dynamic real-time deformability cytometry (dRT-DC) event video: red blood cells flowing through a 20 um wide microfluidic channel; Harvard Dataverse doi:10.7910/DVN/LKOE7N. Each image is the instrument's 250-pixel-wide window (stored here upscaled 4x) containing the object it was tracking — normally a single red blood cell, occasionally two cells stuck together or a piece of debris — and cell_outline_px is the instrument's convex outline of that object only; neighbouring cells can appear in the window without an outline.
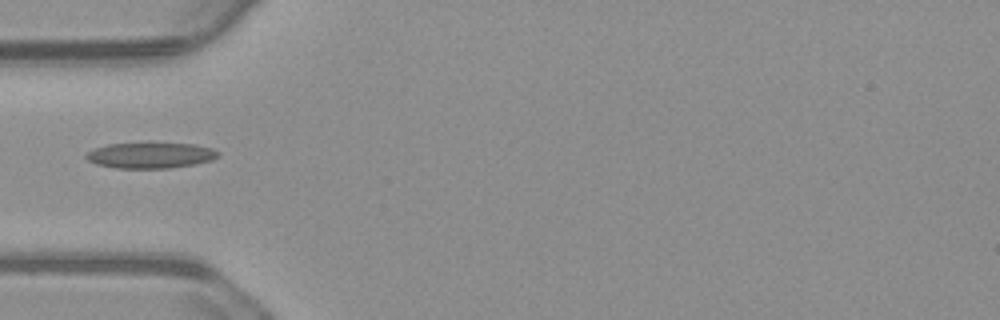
{"species": "common noctule bat (a hibernating species)", "species_latin": "Nyctalus noctula", "temperature_condition": "warm", "stored_images_in_passage": 38, "camera_frame_rate_fps": 3000, "um_per_image_px": 0.085, "animal": {"sex": "male", "body_mass_g": 23.1, "forearm_length_mm": 52.7}, "frame": {"image": 1, "passage_image": 1, "time_ms": 0.0, "image_size_px": [1000, 320], "cell_outline_px": [[220, 152], [212, 160], [196, 164], [168, 168], [116, 168], [96, 164], [88, 160], [84, 156], [84, 152], [92, 148], [108, 144], [148, 140], [196, 144], [212, 148]], "centroid_in_image_um": [12.75, 13.14], "position_along_channel_um": 72.3, "area_um2": 20.98}}
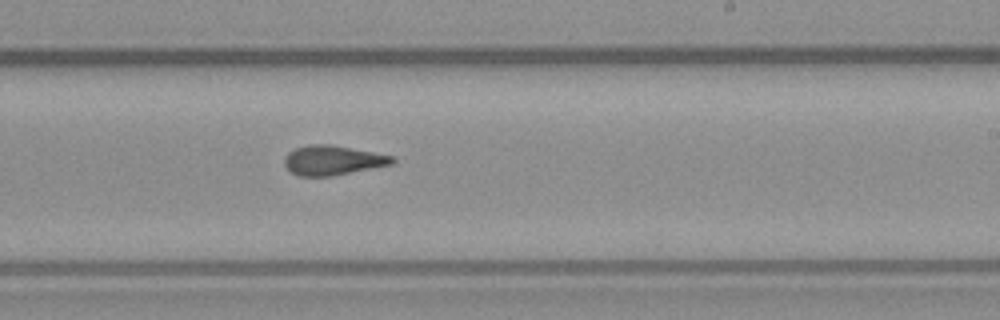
{"frame": {"image": 2, "passage_image": 16, "time_ms": 5.0, "image_size_px": [1000, 320], "cell_outline_px": [[396, 160], [392, 164], [328, 176], [300, 176], [292, 172], [284, 164], [284, 156], [288, 152], [296, 148], [312, 144], [332, 144], [392, 156]], "centroid_in_image_um": [28.24, 13.61], "position_along_channel_um": 260.8, "area_um2": 18.26}}
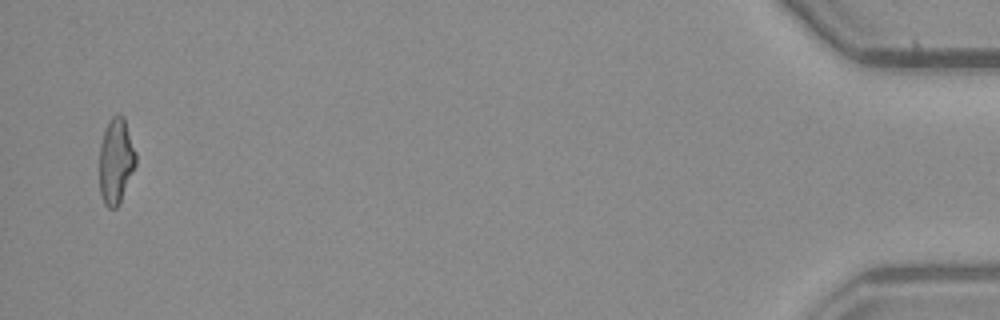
{"frame": {"image": 3, "passage_image": 37, "time_ms": 12.0, "image_size_px": [1000, 320], "cell_outline_px": [[136, 164], [120, 200], [116, 208], [108, 208], [104, 204], [100, 192], [100, 144], [108, 120], [116, 112], [120, 112], [124, 116], [136, 152]], "centroid_in_image_um": [9.85, 13.61], "position_along_channel_um": 425.3, "area_um2": 18.15}}